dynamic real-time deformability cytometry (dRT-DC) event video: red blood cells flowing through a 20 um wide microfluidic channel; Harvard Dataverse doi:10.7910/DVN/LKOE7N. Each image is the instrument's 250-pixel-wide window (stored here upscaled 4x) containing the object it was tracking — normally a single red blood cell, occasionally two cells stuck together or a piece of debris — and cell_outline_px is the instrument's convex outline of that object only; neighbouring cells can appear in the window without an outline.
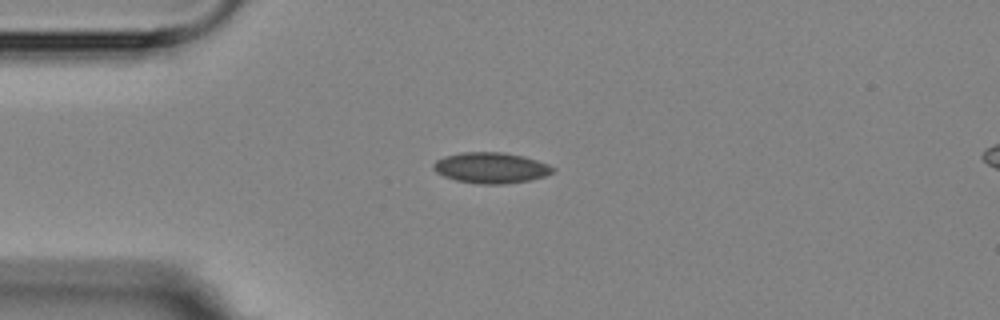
{"species": "Egyptian fruit bat (a non-hibernating species)", "species_latin": "Rousettus aegyptiacus", "temperature_condition": "room temperature", "stored_images_in_passage": 9, "camera_frame_rate_fps": 3000, "um_per_image_px": 0.085, "animal": {"sex": "female"}, "frame": {"image": 1, "passage_image": 3, "time_ms": 2.333, "image_size_px": [1000, 320], "cell_outline_px": [[556, 168], [552, 172], [544, 176], [528, 180], [504, 184], [480, 184], [456, 180], [444, 176], [436, 172], [432, 168], [432, 164], [436, 160], [444, 156], [460, 152], [500, 152], [524, 156], [548, 164]], "centroid_in_image_um": [41.69, 14.26], "position_along_channel_um": 43.3, "area_um2": 21.39}}
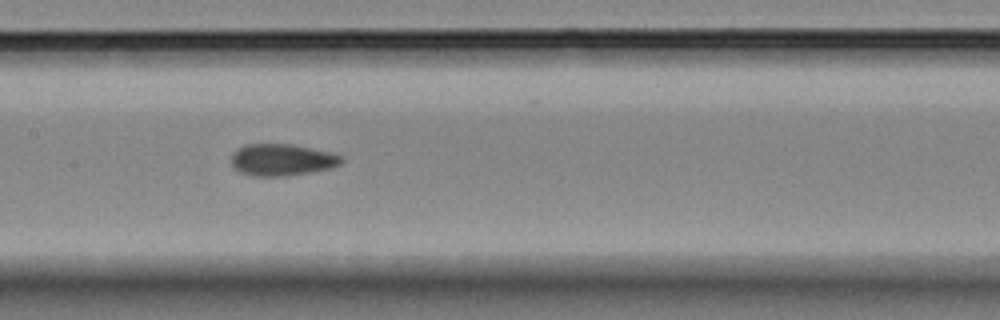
{"frame": {"image": 2, "passage_image": 7, "time_ms": 6.667, "image_size_px": [1000, 320], "cell_outline_px": [[344, 160], [340, 164], [332, 168], [312, 172], [284, 176], [252, 176], [240, 172], [232, 164], [232, 156], [240, 148], [248, 144], [288, 144], [328, 152], [344, 156]], "centroid_in_image_um": [24.01, 13.6], "position_along_channel_um": 183.4, "area_um2": 20.11}}
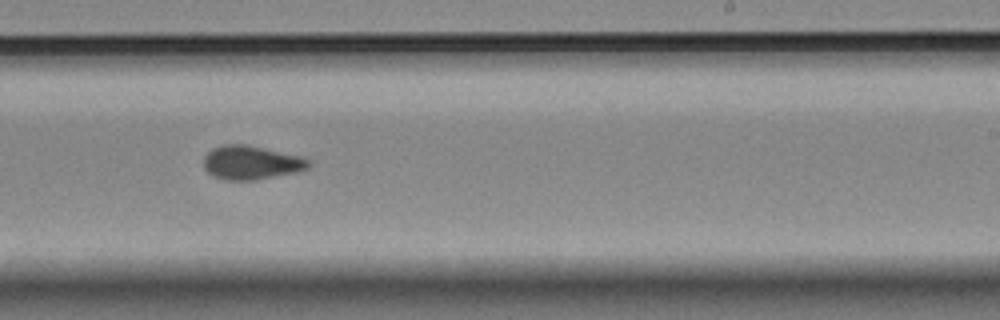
{"frame": {"image": 3, "passage_image": 9, "time_ms": 9.0, "image_size_px": [1000, 320], "cell_outline_px": [[312, 164], [308, 168], [296, 172], [256, 180], [224, 180], [212, 176], [204, 168], [204, 156], [212, 148], [224, 144], [244, 144], [300, 156], [312, 160]], "centroid_in_image_um": [21.35, 13.83], "position_along_channel_um": 267.7, "area_um2": 20.75}}